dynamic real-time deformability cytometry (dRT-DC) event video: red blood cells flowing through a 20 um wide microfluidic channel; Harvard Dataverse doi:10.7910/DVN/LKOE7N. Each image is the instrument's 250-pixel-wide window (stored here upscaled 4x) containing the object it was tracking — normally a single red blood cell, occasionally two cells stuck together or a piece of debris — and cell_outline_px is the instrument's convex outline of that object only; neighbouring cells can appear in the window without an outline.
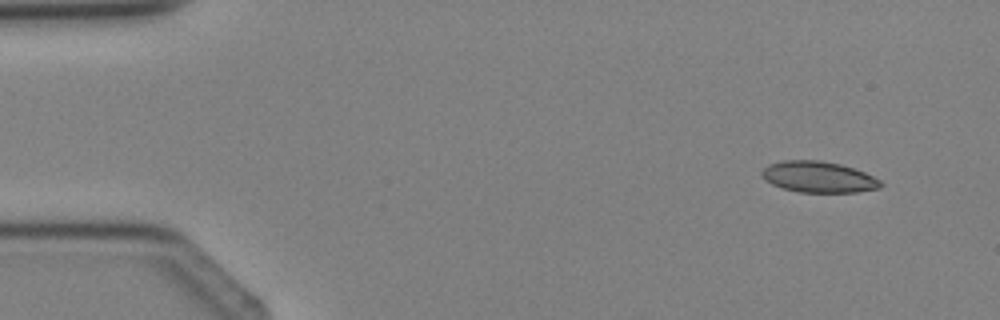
{"species": "Egyptian fruit bat (a non-hibernating species)", "species_latin": "Rousettus aegyptiacus", "temperature_condition": "cold", "stored_images_in_passage": 3, "camera_frame_rate_fps": 3000, "um_per_image_px": 0.085, "animal": {"sex": "female"}, "frame": {"image": 1, "passage_image": 1, "time_ms": 0.0, "image_size_px": [1000, 320], "cell_outline_px": [[884, 184], [880, 188], [856, 192], [800, 192], [784, 188], [772, 184], [760, 176], [760, 172], [768, 164], [784, 160], [820, 160], [840, 164], [864, 172], [880, 180]], "centroid_in_image_um": [69.56, 15.04], "position_along_channel_um": 15.4, "area_um2": 21.5}}
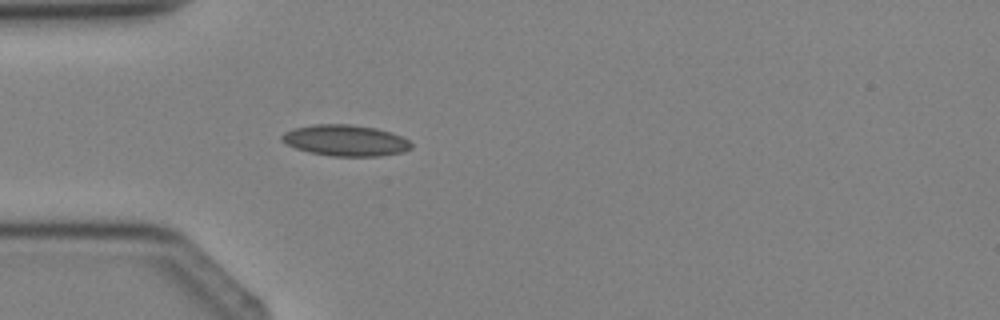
{"frame": {"image": 2, "passage_image": 3, "time_ms": 2.667, "image_size_px": [1000, 320], "cell_outline_px": [[412, 148], [404, 152], [380, 156], [332, 156], [308, 152], [296, 148], [280, 140], [280, 136], [284, 132], [292, 128], [312, 124], [352, 124], [376, 128], [392, 132], [408, 140], [412, 144]], "centroid_in_image_um": [29.36, 11.93], "position_along_channel_um": 55.6, "area_um2": 23.7}}